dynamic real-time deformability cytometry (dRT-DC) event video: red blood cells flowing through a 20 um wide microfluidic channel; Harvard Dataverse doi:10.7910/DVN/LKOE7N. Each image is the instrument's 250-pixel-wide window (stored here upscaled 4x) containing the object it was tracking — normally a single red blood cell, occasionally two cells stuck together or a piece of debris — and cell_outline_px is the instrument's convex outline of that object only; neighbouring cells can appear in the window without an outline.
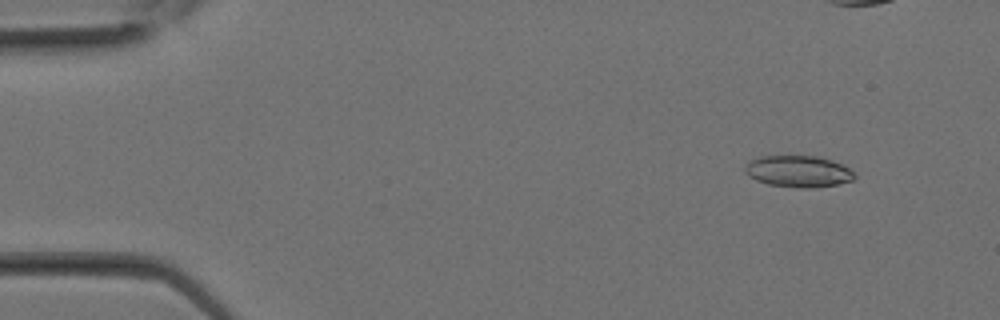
{"species": "Egyptian fruit bat (a non-hibernating species)", "species_latin": "Rousettus aegyptiacus", "temperature_condition": "room temperature", "stored_images_in_passage": 15, "camera_frame_rate_fps": 3000, "um_per_image_px": 0.085, "animal": {"sex": "female"}, "frame": {"image": 1, "passage_image": 3, "time_ms": 0.667, "image_size_px": [1000, 320], "cell_outline_px": [[856, 176], [852, 180], [836, 184], [816, 188], [796, 188], [768, 184], [756, 180], [748, 176], [744, 168], [752, 160], [760, 156], [820, 156], [832, 160], [856, 172]], "centroid_in_image_um": [67.88, 14.57], "position_along_channel_um": 17.1, "area_um2": 20.17}}